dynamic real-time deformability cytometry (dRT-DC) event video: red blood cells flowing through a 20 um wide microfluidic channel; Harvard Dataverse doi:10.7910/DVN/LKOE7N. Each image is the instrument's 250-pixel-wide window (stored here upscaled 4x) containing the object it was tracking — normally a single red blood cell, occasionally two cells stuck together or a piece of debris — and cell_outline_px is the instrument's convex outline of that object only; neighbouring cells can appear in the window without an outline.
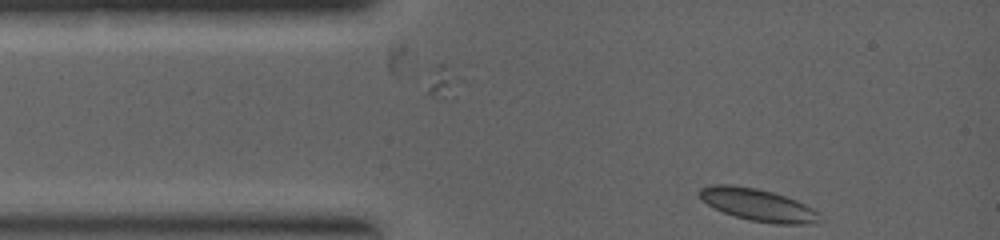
{"species": "common noctule bat (a hibernating species)", "species_latin": "Nyctalus noctula", "temperature_condition": "warm", "stored_images_in_passage": 9, "camera_frame_rate_fps": 5000, "um_per_image_px": 0.085, "animal": {"sex": "female", "body_mass_g": 19.0, "forearm_length_mm": 53.3}, "frame": {"image": 1, "passage_image": 1, "time_ms": 0.0, "image_size_px": [1000, 240], "cell_outline_px": [[824, 220], [800, 224], [776, 224], [748, 220], [724, 212], [708, 204], [696, 192], [700, 188], [712, 184], [728, 184], [756, 188], [772, 192], [796, 200], [820, 212]], "centroid_in_image_um": [64.44, 17.41], "position_along_channel_um": 20.6, "area_um2": 22.48}}
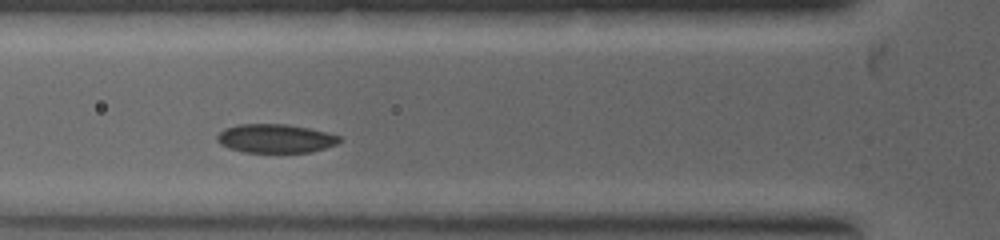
{"frame": {"image": 2, "passage_image": 6, "time_ms": 1.8, "image_size_px": [1000, 240], "cell_outline_px": [[340, 140], [336, 144], [312, 152], [244, 152], [228, 148], [220, 144], [216, 140], [216, 136], [224, 128], [236, 124], [288, 124], [308, 128], [340, 136]], "centroid_in_image_um": [23.35, 11.77], "position_along_channel_um": 102.4, "area_um2": 20.46}}
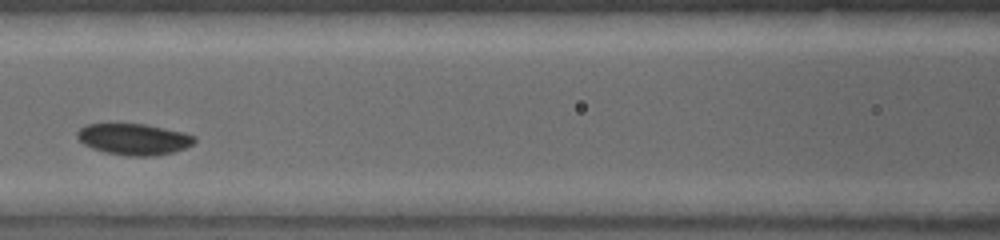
{"frame": {"image": 3, "passage_image": 8, "time_ms": 2.6, "image_size_px": [1000, 240], "cell_outline_px": [[196, 140], [192, 144], [184, 148], [172, 152], [152, 156], [128, 156], [104, 152], [92, 148], [84, 144], [76, 136], [76, 132], [84, 124], [148, 124], [184, 132], [196, 136]], "centroid_in_image_um": [11.37, 11.82], "position_along_channel_um": 155.2, "area_um2": 21.44}}